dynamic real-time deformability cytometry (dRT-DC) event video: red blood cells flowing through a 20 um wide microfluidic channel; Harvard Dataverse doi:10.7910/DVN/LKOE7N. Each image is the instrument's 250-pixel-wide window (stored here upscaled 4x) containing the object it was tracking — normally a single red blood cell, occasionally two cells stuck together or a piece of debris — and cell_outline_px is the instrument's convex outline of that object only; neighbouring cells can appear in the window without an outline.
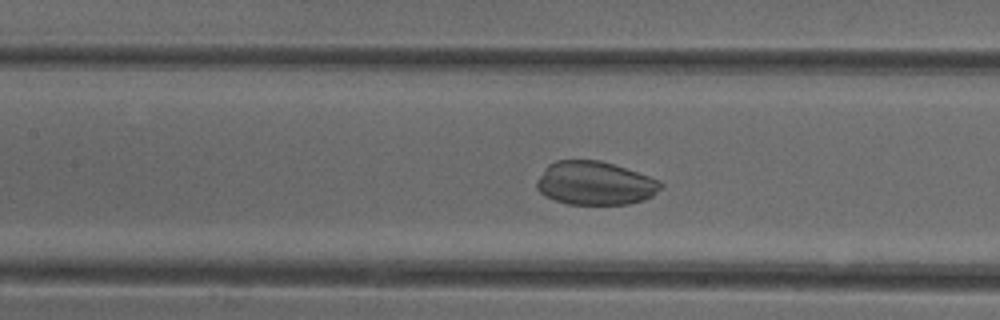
{"species": "common noctule bat (a hibernating species)", "species_latin": "Nyctalus noctula", "temperature_condition": "cold", "stored_images_in_passage": 37, "camera_frame_rate_fps": 3000, "um_per_image_px": 0.085, "animal": {"sex": "female"}, "frame": {"image": 1, "passage_image": 8, "time_ms": 2.333, "image_size_px": [1000, 320], "cell_outline_px": [[664, 184], [652, 196], [644, 200], [628, 204], [568, 204], [544, 196], [536, 188], [536, 180], [548, 164], [556, 160], [600, 160], [660, 180]], "centroid_in_image_um": [50.55, 15.57], "position_along_channel_um": 156.9, "area_um2": 31.39}}
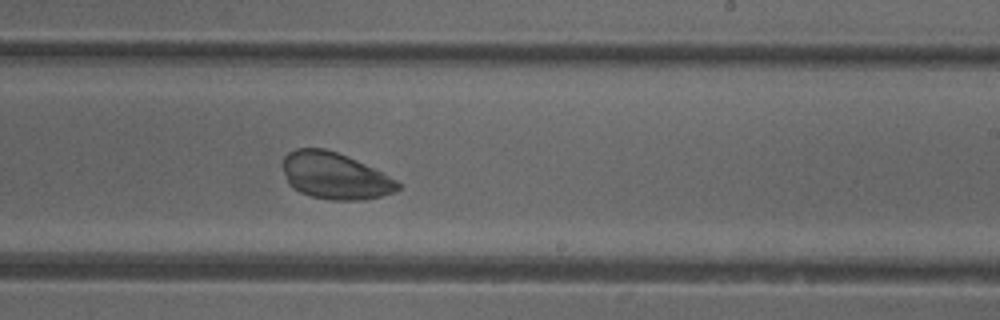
{"frame": {"image": 2, "passage_image": 16, "time_ms": 5.0, "image_size_px": [1000, 320], "cell_outline_px": [[400, 188], [396, 192], [380, 196], [360, 200], [332, 200], [312, 196], [300, 192], [292, 188], [288, 184], [284, 172], [284, 156], [288, 152], [296, 148], [324, 148], [336, 152], [356, 160], [396, 180], [400, 184]], "centroid_in_image_um": [28.44, 14.95], "position_along_channel_um": 260.6, "area_um2": 30.92}}
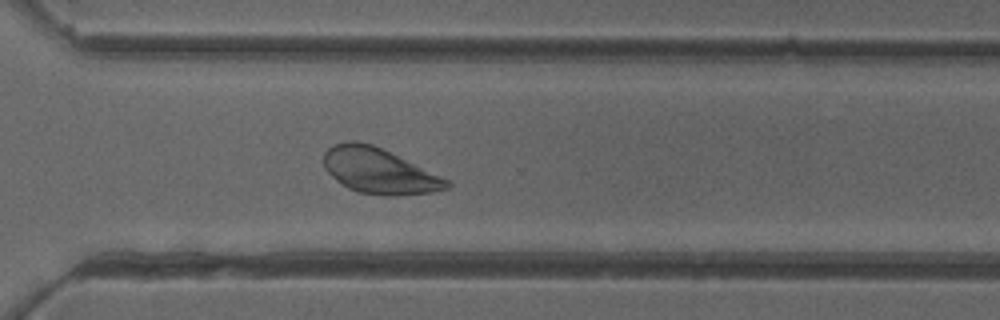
{"frame": {"image": 3, "passage_image": 22, "time_ms": 7.0, "image_size_px": [1000, 320], "cell_outline_px": [[452, 184], [448, 188], [436, 192], [400, 196], [384, 196], [356, 192], [340, 184], [324, 168], [324, 152], [332, 144], [348, 140], [356, 140], [372, 144], [452, 180]], "centroid_in_image_um": [32.25, 14.54], "position_along_channel_um": 338.4, "area_um2": 33.18}}